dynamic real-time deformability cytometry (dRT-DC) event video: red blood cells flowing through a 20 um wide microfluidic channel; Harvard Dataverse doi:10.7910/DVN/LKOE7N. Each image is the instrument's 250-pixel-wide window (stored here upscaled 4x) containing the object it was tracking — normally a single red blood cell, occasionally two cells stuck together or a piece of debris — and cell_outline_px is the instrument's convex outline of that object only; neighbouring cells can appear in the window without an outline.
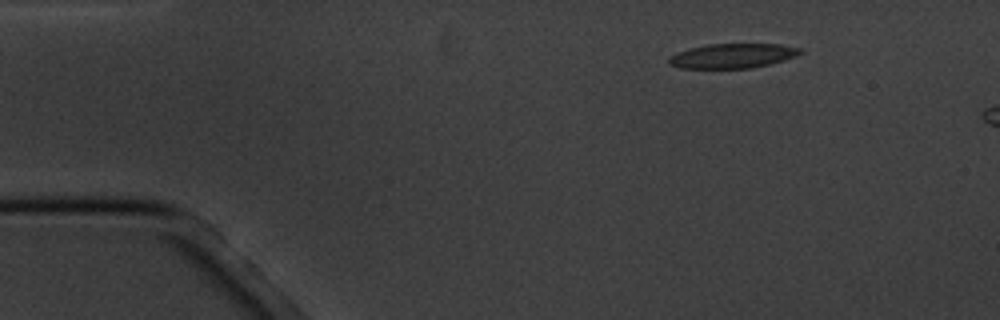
{"species": "common noctule bat (a hibernating species)", "species_latin": "Nyctalus noctula", "temperature_condition": "cold", "stored_images_in_passage": 3, "camera_frame_rate_fps": 3000, "um_per_image_px": 0.085, "animal": {"sex": "male", "body_mass_g": 20.1, "forearm_length_mm": 53.5}, "frame": {"image": 1, "passage_image": 1, "time_ms": 0.0, "image_size_px": [1000, 320], "cell_outline_px": [[804, 52], [796, 56], [784, 60], [768, 64], [748, 68], [680, 68], [668, 64], [668, 56], [676, 52], [688, 48], [708, 44], [780, 44], [800, 48]], "centroid_in_image_um": [62.23, 4.74], "position_along_channel_um": 22.8, "area_um2": 18.9}}